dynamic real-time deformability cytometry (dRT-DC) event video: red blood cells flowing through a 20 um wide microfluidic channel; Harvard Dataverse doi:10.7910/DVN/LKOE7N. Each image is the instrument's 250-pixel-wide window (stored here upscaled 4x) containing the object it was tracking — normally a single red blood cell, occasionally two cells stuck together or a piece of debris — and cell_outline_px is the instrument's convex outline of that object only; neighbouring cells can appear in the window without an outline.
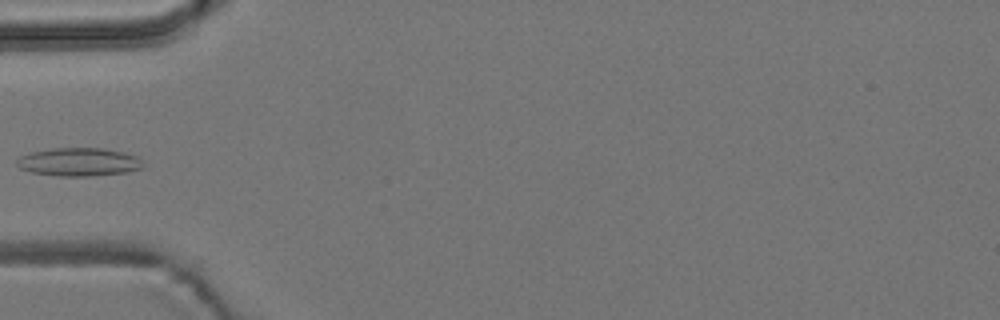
{"species": "common noctule bat (a hibernating species)", "species_latin": "Nyctalus noctula", "temperature_condition": "room temperature", "stored_images_in_passage": 5, "camera_frame_rate_fps": 3000, "um_per_image_px": 0.085, "animal": {"sex": "male", "body_mass_g": 19.2, "forearm_length_mm": 51.8}, "frame": {"image": 1, "passage_image": 5, "time_ms": 6.0, "image_size_px": [1000, 320], "cell_outline_px": [[140, 168], [124, 172], [88, 176], [60, 176], [32, 172], [20, 168], [16, 164], [16, 160], [20, 156], [32, 152], [52, 148], [104, 148], [124, 152], [136, 156], [140, 160]], "centroid_in_image_um": [6.65, 13.75], "position_along_channel_um": 78.4, "area_um2": 20.46}}